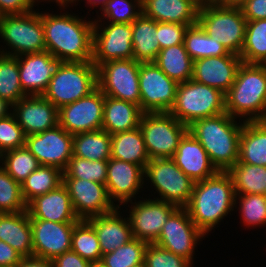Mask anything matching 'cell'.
<instances>
[{
    "label": "cell",
    "instance_id": "cell-1",
    "mask_svg": "<svg viewBox=\"0 0 266 267\" xmlns=\"http://www.w3.org/2000/svg\"><path fill=\"white\" fill-rule=\"evenodd\" d=\"M58 8V14L54 11L51 13L50 9H47L48 12L41 11L46 51L64 62L92 61L95 16H81L82 13H74L68 9L71 6L67 5Z\"/></svg>",
    "mask_w": 266,
    "mask_h": 267
},
{
    "label": "cell",
    "instance_id": "cell-2",
    "mask_svg": "<svg viewBox=\"0 0 266 267\" xmlns=\"http://www.w3.org/2000/svg\"><path fill=\"white\" fill-rule=\"evenodd\" d=\"M234 205L235 191L231 176L227 171H218L205 180L195 182L185 208L196 227L208 238L212 230L234 213Z\"/></svg>",
    "mask_w": 266,
    "mask_h": 267
},
{
    "label": "cell",
    "instance_id": "cell-3",
    "mask_svg": "<svg viewBox=\"0 0 266 267\" xmlns=\"http://www.w3.org/2000/svg\"><path fill=\"white\" fill-rule=\"evenodd\" d=\"M244 121L224 112L202 118L188 126V131L206 150L218 171H228L239 160V138Z\"/></svg>",
    "mask_w": 266,
    "mask_h": 267
},
{
    "label": "cell",
    "instance_id": "cell-4",
    "mask_svg": "<svg viewBox=\"0 0 266 267\" xmlns=\"http://www.w3.org/2000/svg\"><path fill=\"white\" fill-rule=\"evenodd\" d=\"M225 110L244 122L266 120V71L261 64H240L225 94Z\"/></svg>",
    "mask_w": 266,
    "mask_h": 267
},
{
    "label": "cell",
    "instance_id": "cell-5",
    "mask_svg": "<svg viewBox=\"0 0 266 267\" xmlns=\"http://www.w3.org/2000/svg\"><path fill=\"white\" fill-rule=\"evenodd\" d=\"M194 184L195 182L175 164L172 158L150 159L144 169V189L145 191L147 188L152 189L151 195L144 196L150 198L153 196V199L165 201L178 208L187 206ZM152 192L154 195L157 193V197Z\"/></svg>",
    "mask_w": 266,
    "mask_h": 267
},
{
    "label": "cell",
    "instance_id": "cell-6",
    "mask_svg": "<svg viewBox=\"0 0 266 267\" xmlns=\"http://www.w3.org/2000/svg\"><path fill=\"white\" fill-rule=\"evenodd\" d=\"M0 53L19 56L46 51L44 27L39 7L21 15L0 17ZM4 47V48H3ZM8 50V51H7Z\"/></svg>",
    "mask_w": 266,
    "mask_h": 267
},
{
    "label": "cell",
    "instance_id": "cell-7",
    "mask_svg": "<svg viewBox=\"0 0 266 267\" xmlns=\"http://www.w3.org/2000/svg\"><path fill=\"white\" fill-rule=\"evenodd\" d=\"M226 112L225 94L214 87L189 80L179 83L175 103L169 113L190 126L194 121Z\"/></svg>",
    "mask_w": 266,
    "mask_h": 267
},
{
    "label": "cell",
    "instance_id": "cell-8",
    "mask_svg": "<svg viewBox=\"0 0 266 267\" xmlns=\"http://www.w3.org/2000/svg\"><path fill=\"white\" fill-rule=\"evenodd\" d=\"M97 87V67L91 61L64 62L43 96L59 109L89 95Z\"/></svg>",
    "mask_w": 266,
    "mask_h": 267
},
{
    "label": "cell",
    "instance_id": "cell-9",
    "mask_svg": "<svg viewBox=\"0 0 266 267\" xmlns=\"http://www.w3.org/2000/svg\"><path fill=\"white\" fill-rule=\"evenodd\" d=\"M198 23L229 53L240 56L247 25V20L240 8L203 4L199 8Z\"/></svg>",
    "mask_w": 266,
    "mask_h": 267
},
{
    "label": "cell",
    "instance_id": "cell-10",
    "mask_svg": "<svg viewBox=\"0 0 266 267\" xmlns=\"http://www.w3.org/2000/svg\"><path fill=\"white\" fill-rule=\"evenodd\" d=\"M140 129L150 159L172 158L188 126L169 112L144 113Z\"/></svg>",
    "mask_w": 266,
    "mask_h": 267
},
{
    "label": "cell",
    "instance_id": "cell-11",
    "mask_svg": "<svg viewBox=\"0 0 266 267\" xmlns=\"http://www.w3.org/2000/svg\"><path fill=\"white\" fill-rule=\"evenodd\" d=\"M140 62L135 59L111 60L97 67L98 88L105 96L140 107Z\"/></svg>",
    "mask_w": 266,
    "mask_h": 267
},
{
    "label": "cell",
    "instance_id": "cell-12",
    "mask_svg": "<svg viewBox=\"0 0 266 267\" xmlns=\"http://www.w3.org/2000/svg\"><path fill=\"white\" fill-rule=\"evenodd\" d=\"M179 83L169 78L154 62H140V108L144 113L169 112Z\"/></svg>",
    "mask_w": 266,
    "mask_h": 267
},
{
    "label": "cell",
    "instance_id": "cell-13",
    "mask_svg": "<svg viewBox=\"0 0 266 267\" xmlns=\"http://www.w3.org/2000/svg\"><path fill=\"white\" fill-rule=\"evenodd\" d=\"M142 197L123 206L128 207L125 215L128 216L133 238L154 243L168 220L169 216L178 208L177 206L150 197ZM128 205V206H127ZM129 214V215H128Z\"/></svg>",
    "mask_w": 266,
    "mask_h": 267
},
{
    "label": "cell",
    "instance_id": "cell-14",
    "mask_svg": "<svg viewBox=\"0 0 266 267\" xmlns=\"http://www.w3.org/2000/svg\"><path fill=\"white\" fill-rule=\"evenodd\" d=\"M205 237L192 221L186 208H177L163 225L154 244L184 257L193 264L197 245L200 241L203 242Z\"/></svg>",
    "mask_w": 266,
    "mask_h": 267
},
{
    "label": "cell",
    "instance_id": "cell-15",
    "mask_svg": "<svg viewBox=\"0 0 266 267\" xmlns=\"http://www.w3.org/2000/svg\"><path fill=\"white\" fill-rule=\"evenodd\" d=\"M133 59L132 23L94 22L92 63Z\"/></svg>",
    "mask_w": 266,
    "mask_h": 267
},
{
    "label": "cell",
    "instance_id": "cell-16",
    "mask_svg": "<svg viewBox=\"0 0 266 267\" xmlns=\"http://www.w3.org/2000/svg\"><path fill=\"white\" fill-rule=\"evenodd\" d=\"M105 95L97 87L89 95L58 109V124L69 134L102 129Z\"/></svg>",
    "mask_w": 266,
    "mask_h": 267
},
{
    "label": "cell",
    "instance_id": "cell-17",
    "mask_svg": "<svg viewBox=\"0 0 266 267\" xmlns=\"http://www.w3.org/2000/svg\"><path fill=\"white\" fill-rule=\"evenodd\" d=\"M25 146L40 165L54 166L64 171L73 156V135L58 124L41 133L27 135Z\"/></svg>",
    "mask_w": 266,
    "mask_h": 267
},
{
    "label": "cell",
    "instance_id": "cell-18",
    "mask_svg": "<svg viewBox=\"0 0 266 267\" xmlns=\"http://www.w3.org/2000/svg\"><path fill=\"white\" fill-rule=\"evenodd\" d=\"M105 186L114 205L122 208L124 204L141 198L139 194L144 191V169L138 164L110 158Z\"/></svg>",
    "mask_w": 266,
    "mask_h": 267
},
{
    "label": "cell",
    "instance_id": "cell-19",
    "mask_svg": "<svg viewBox=\"0 0 266 267\" xmlns=\"http://www.w3.org/2000/svg\"><path fill=\"white\" fill-rule=\"evenodd\" d=\"M79 220L108 214L117 207L111 201L105 184L78 178H63Z\"/></svg>",
    "mask_w": 266,
    "mask_h": 267
},
{
    "label": "cell",
    "instance_id": "cell-20",
    "mask_svg": "<svg viewBox=\"0 0 266 267\" xmlns=\"http://www.w3.org/2000/svg\"><path fill=\"white\" fill-rule=\"evenodd\" d=\"M17 57L22 90L27 96L43 95L52 76L64 63L48 51L22 54Z\"/></svg>",
    "mask_w": 266,
    "mask_h": 267
},
{
    "label": "cell",
    "instance_id": "cell-21",
    "mask_svg": "<svg viewBox=\"0 0 266 267\" xmlns=\"http://www.w3.org/2000/svg\"><path fill=\"white\" fill-rule=\"evenodd\" d=\"M33 256L53 260L71 250L73 228L76 223H59L30 219Z\"/></svg>",
    "mask_w": 266,
    "mask_h": 267
},
{
    "label": "cell",
    "instance_id": "cell-22",
    "mask_svg": "<svg viewBox=\"0 0 266 267\" xmlns=\"http://www.w3.org/2000/svg\"><path fill=\"white\" fill-rule=\"evenodd\" d=\"M12 113L26 136L58 125V109L43 95L23 97L12 105Z\"/></svg>",
    "mask_w": 266,
    "mask_h": 267
},
{
    "label": "cell",
    "instance_id": "cell-23",
    "mask_svg": "<svg viewBox=\"0 0 266 267\" xmlns=\"http://www.w3.org/2000/svg\"><path fill=\"white\" fill-rule=\"evenodd\" d=\"M240 56L233 53L219 57H206L194 61L192 80L217 88L226 94L233 85Z\"/></svg>",
    "mask_w": 266,
    "mask_h": 267
},
{
    "label": "cell",
    "instance_id": "cell-24",
    "mask_svg": "<svg viewBox=\"0 0 266 267\" xmlns=\"http://www.w3.org/2000/svg\"><path fill=\"white\" fill-rule=\"evenodd\" d=\"M30 219L59 223H77V217L68 189L62 183L56 189L37 196L27 204Z\"/></svg>",
    "mask_w": 266,
    "mask_h": 267
},
{
    "label": "cell",
    "instance_id": "cell-25",
    "mask_svg": "<svg viewBox=\"0 0 266 267\" xmlns=\"http://www.w3.org/2000/svg\"><path fill=\"white\" fill-rule=\"evenodd\" d=\"M124 214V209L117 207L108 214L87 219L97 233L102 255L113 252L133 239L129 218Z\"/></svg>",
    "mask_w": 266,
    "mask_h": 267
},
{
    "label": "cell",
    "instance_id": "cell-26",
    "mask_svg": "<svg viewBox=\"0 0 266 267\" xmlns=\"http://www.w3.org/2000/svg\"><path fill=\"white\" fill-rule=\"evenodd\" d=\"M172 160L194 182L205 180L218 172L206 150L189 131L180 140Z\"/></svg>",
    "mask_w": 266,
    "mask_h": 267
},
{
    "label": "cell",
    "instance_id": "cell-27",
    "mask_svg": "<svg viewBox=\"0 0 266 267\" xmlns=\"http://www.w3.org/2000/svg\"><path fill=\"white\" fill-rule=\"evenodd\" d=\"M199 8L194 0H142V13L157 22L195 25Z\"/></svg>",
    "mask_w": 266,
    "mask_h": 267
},
{
    "label": "cell",
    "instance_id": "cell-28",
    "mask_svg": "<svg viewBox=\"0 0 266 267\" xmlns=\"http://www.w3.org/2000/svg\"><path fill=\"white\" fill-rule=\"evenodd\" d=\"M0 240L22 257L33 256L32 227L27 211L0 213Z\"/></svg>",
    "mask_w": 266,
    "mask_h": 267
},
{
    "label": "cell",
    "instance_id": "cell-29",
    "mask_svg": "<svg viewBox=\"0 0 266 267\" xmlns=\"http://www.w3.org/2000/svg\"><path fill=\"white\" fill-rule=\"evenodd\" d=\"M144 112L131 102L105 96L102 129L110 135L140 126Z\"/></svg>",
    "mask_w": 266,
    "mask_h": 267
},
{
    "label": "cell",
    "instance_id": "cell-30",
    "mask_svg": "<svg viewBox=\"0 0 266 267\" xmlns=\"http://www.w3.org/2000/svg\"><path fill=\"white\" fill-rule=\"evenodd\" d=\"M237 163L266 166V120L244 122Z\"/></svg>",
    "mask_w": 266,
    "mask_h": 267
},
{
    "label": "cell",
    "instance_id": "cell-31",
    "mask_svg": "<svg viewBox=\"0 0 266 267\" xmlns=\"http://www.w3.org/2000/svg\"><path fill=\"white\" fill-rule=\"evenodd\" d=\"M157 21L143 13L132 22L133 59L138 62H154L160 52Z\"/></svg>",
    "mask_w": 266,
    "mask_h": 267
},
{
    "label": "cell",
    "instance_id": "cell-32",
    "mask_svg": "<svg viewBox=\"0 0 266 267\" xmlns=\"http://www.w3.org/2000/svg\"><path fill=\"white\" fill-rule=\"evenodd\" d=\"M111 158L140 165L150 161L140 127L111 135Z\"/></svg>",
    "mask_w": 266,
    "mask_h": 267
},
{
    "label": "cell",
    "instance_id": "cell-33",
    "mask_svg": "<svg viewBox=\"0 0 266 267\" xmlns=\"http://www.w3.org/2000/svg\"><path fill=\"white\" fill-rule=\"evenodd\" d=\"M154 63L178 83L192 78L194 61L188 55L184 43L160 50Z\"/></svg>",
    "mask_w": 266,
    "mask_h": 267
},
{
    "label": "cell",
    "instance_id": "cell-34",
    "mask_svg": "<svg viewBox=\"0 0 266 267\" xmlns=\"http://www.w3.org/2000/svg\"><path fill=\"white\" fill-rule=\"evenodd\" d=\"M73 156L91 161L111 158V135L103 129L73 135Z\"/></svg>",
    "mask_w": 266,
    "mask_h": 267
},
{
    "label": "cell",
    "instance_id": "cell-35",
    "mask_svg": "<svg viewBox=\"0 0 266 267\" xmlns=\"http://www.w3.org/2000/svg\"><path fill=\"white\" fill-rule=\"evenodd\" d=\"M63 183V171L54 166L40 165L22 183L21 192L26 204L37 196L56 189Z\"/></svg>",
    "mask_w": 266,
    "mask_h": 267
},
{
    "label": "cell",
    "instance_id": "cell-36",
    "mask_svg": "<svg viewBox=\"0 0 266 267\" xmlns=\"http://www.w3.org/2000/svg\"><path fill=\"white\" fill-rule=\"evenodd\" d=\"M235 194H264L266 166L235 163L228 171Z\"/></svg>",
    "mask_w": 266,
    "mask_h": 267
},
{
    "label": "cell",
    "instance_id": "cell-37",
    "mask_svg": "<svg viewBox=\"0 0 266 267\" xmlns=\"http://www.w3.org/2000/svg\"><path fill=\"white\" fill-rule=\"evenodd\" d=\"M184 45L193 61L206 57H219L228 55L226 48L215 38L210 37L199 23L188 27Z\"/></svg>",
    "mask_w": 266,
    "mask_h": 267
},
{
    "label": "cell",
    "instance_id": "cell-38",
    "mask_svg": "<svg viewBox=\"0 0 266 267\" xmlns=\"http://www.w3.org/2000/svg\"><path fill=\"white\" fill-rule=\"evenodd\" d=\"M240 58L249 64H261L266 59V19L247 21Z\"/></svg>",
    "mask_w": 266,
    "mask_h": 267
},
{
    "label": "cell",
    "instance_id": "cell-39",
    "mask_svg": "<svg viewBox=\"0 0 266 267\" xmlns=\"http://www.w3.org/2000/svg\"><path fill=\"white\" fill-rule=\"evenodd\" d=\"M71 250L91 263L101 261L102 251L97 233L87 220H79L75 224L72 233Z\"/></svg>",
    "mask_w": 266,
    "mask_h": 267
},
{
    "label": "cell",
    "instance_id": "cell-40",
    "mask_svg": "<svg viewBox=\"0 0 266 267\" xmlns=\"http://www.w3.org/2000/svg\"><path fill=\"white\" fill-rule=\"evenodd\" d=\"M25 96L20 82L18 57L0 53V98L13 105Z\"/></svg>",
    "mask_w": 266,
    "mask_h": 267
},
{
    "label": "cell",
    "instance_id": "cell-41",
    "mask_svg": "<svg viewBox=\"0 0 266 267\" xmlns=\"http://www.w3.org/2000/svg\"><path fill=\"white\" fill-rule=\"evenodd\" d=\"M235 212L238 211L241 225L252 229L266 225V197L262 194H235ZM238 208V209H237Z\"/></svg>",
    "mask_w": 266,
    "mask_h": 267
},
{
    "label": "cell",
    "instance_id": "cell-42",
    "mask_svg": "<svg viewBox=\"0 0 266 267\" xmlns=\"http://www.w3.org/2000/svg\"><path fill=\"white\" fill-rule=\"evenodd\" d=\"M0 165L20 184L40 166L26 146L3 153L0 156Z\"/></svg>",
    "mask_w": 266,
    "mask_h": 267
},
{
    "label": "cell",
    "instance_id": "cell-43",
    "mask_svg": "<svg viewBox=\"0 0 266 267\" xmlns=\"http://www.w3.org/2000/svg\"><path fill=\"white\" fill-rule=\"evenodd\" d=\"M142 14V0H109L94 22L132 23Z\"/></svg>",
    "mask_w": 266,
    "mask_h": 267
},
{
    "label": "cell",
    "instance_id": "cell-44",
    "mask_svg": "<svg viewBox=\"0 0 266 267\" xmlns=\"http://www.w3.org/2000/svg\"><path fill=\"white\" fill-rule=\"evenodd\" d=\"M147 245V242L133 238L113 252L102 255L101 262L106 267H134L144 262Z\"/></svg>",
    "mask_w": 266,
    "mask_h": 267
},
{
    "label": "cell",
    "instance_id": "cell-45",
    "mask_svg": "<svg viewBox=\"0 0 266 267\" xmlns=\"http://www.w3.org/2000/svg\"><path fill=\"white\" fill-rule=\"evenodd\" d=\"M107 163L108 160L91 161L72 156L63 171V178H78L105 184Z\"/></svg>",
    "mask_w": 266,
    "mask_h": 267
},
{
    "label": "cell",
    "instance_id": "cell-46",
    "mask_svg": "<svg viewBox=\"0 0 266 267\" xmlns=\"http://www.w3.org/2000/svg\"><path fill=\"white\" fill-rule=\"evenodd\" d=\"M27 211L21 184L16 182L0 165V213Z\"/></svg>",
    "mask_w": 266,
    "mask_h": 267
},
{
    "label": "cell",
    "instance_id": "cell-47",
    "mask_svg": "<svg viewBox=\"0 0 266 267\" xmlns=\"http://www.w3.org/2000/svg\"><path fill=\"white\" fill-rule=\"evenodd\" d=\"M26 135L11 112L0 118V156L10 150L25 146Z\"/></svg>",
    "mask_w": 266,
    "mask_h": 267
},
{
    "label": "cell",
    "instance_id": "cell-48",
    "mask_svg": "<svg viewBox=\"0 0 266 267\" xmlns=\"http://www.w3.org/2000/svg\"><path fill=\"white\" fill-rule=\"evenodd\" d=\"M147 267H194L190 261L154 243H148L144 252Z\"/></svg>",
    "mask_w": 266,
    "mask_h": 267
},
{
    "label": "cell",
    "instance_id": "cell-49",
    "mask_svg": "<svg viewBox=\"0 0 266 267\" xmlns=\"http://www.w3.org/2000/svg\"><path fill=\"white\" fill-rule=\"evenodd\" d=\"M190 25L157 22V33L160 50L184 43L185 33Z\"/></svg>",
    "mask_w": 266,
    "mask_h": 267
},
{
    "label": "cell",
    "instance_id": "cell-50",
    "mask_svg": "<svg viewBox=\"0 0 266 267\" xmlns=\"http://www.w3.org/2000/svg\"><path fill=\"white\" fill-rule=\"evenodd\" d=\"M39 5L45 4H39L36 0H0V14L21 15L33 11Z\"/></svg>",
    "mask_w": 266,
    "mask_h": 267
},
{
    "label": "cell",
    "instance_id": "cell-51",
    "mask_svg": "<svg viewBox=\"0 0 266 267\" xmlns=\"http://www.w3.org/2000/svg\"><path fill=\"white\" fill-rule=\"evenodd\" d=\"M241 11L247 21L266 19V0H248Z\"/></svg>",
    "mask_w": 266,
    "mask_h": 267
},
{
    "label": "cell",
    "instance_id": "cell-52",
    "mask_svg": "<svg viewBox=\"0 0 266 267\" xmlns=\"http://www.w3.org/2000/svg\"><path fill=\"white\" fill-rule=\"evenodd\" d=\"M52 262L54 267H90L91 265V262L85 260L72 250L56 256Z\"/></svg>",
    "mask_w": 266,
    "mask_h": 267
},
{
    "label": "cell",
    "instance_id": "cell-53",
    "mask_svg": "<svg viewBox=\"0 0 266 267\" xmlns=\"http://www.w3.org/2000/svg\"><path fill=\"white\" fill-rule=\"evenodd\" d=\"M21 258L14 248L0 240V267L17 266Z\"/></svg>",
    "mask_w": 266,
    "mask_h": 267
},
{
    "label": "cell",
    "instance_id": "cell-54",
    "mask_svg": "<svg viewBox=\"0 0 266 267\" xmlns=\"http://www.w3.org/2000/svg\"><path fill=\"white\" fill-rule=\"evenodd\" d=\"M17 267H54L50 259L35 256L22 257Z\"/></svg>",
    "mask_w": 266,
    "mask_h": 267
},
{
    "label": "cell",
    "instance_id": "cell-55",
    "mask_svg": "<svg viewBox=\"0 0 266 267\" xmlns=\"http://www.w3.org/2000/svg\"><path fill=\"white\" fill-rule=\"evenodd\" d=\"M84 1L86 4V8L88 7L89 12L92 11L91 9H98L99 10H95V12L98 14L106 5V3L109 0H77L72 7L77 6L80 2ZM90 7V8H89Z\"/></svg>",
    "mask_w": 266,
    "mask_h": 267
},
{
    "label": "cell",
    "instance_id": "cell-56",
    "mask_svg": "<svg viewBox=\"0 0 266 267\" xmlns=\"http://www.w3.org/2000/svg\"><path fill=\"white\" fill-rule=\"evenodd\" d=\"M248 0H221L218 4L230 7V8H240L247 2Z\"/></svg>",
    "mask_w": 266,
    "mask_h": 267
},
{
    "label": "cell",
    "instance_id": "cell-57",
    "mask_svg": "<svg viewBox=\"0 0 266 267\" xmlns=\"http://www.w3.org/2000/svg\"><path fill=\"white\" fill-rule=\"evenodd\" d=\"M12 112V105L6 100L0 98V118H3Z\"/></svg>",
    "mask_w": 266,
    "mask_h": 267
},
{
    "label": "cell",
    "instance_id": "cell-58",
    "mask_svg": "<svg viewBox=\"0 0 266 267\" xmlns=\"http://www.w3.org/2000/svg\"><path fill=\"white\" fill-rule=\"evenodd\" d=\"M38 3H45V4H49L50 5V3L52 4V3H55L57 6H60V0H36ZM48 2V3H47Z\"/></svg>",
    "mask_w": 266,
    "mask_h": 267
},
{
    "label": "cell",
    "instance_id": "cell-59",
    "mask_svg": "<svg viewBox=\"0 0 266 267\" xmlns=\"http://www.w3.org/2000/svg\"><path fill=\"white\" fill-rule=\"evenodd\" d=\"M77 0H60V5L72 6Z\"/></svg>",
    "mask_w": 266,
    "mask_h": 267
},
{
    "label": "cell",
    "instance_id": "cell-60",
    "mask_svg": "<svg viewBox=\"0 0 266 267\" xmlns=\"http://www.w3.org/2000/svg\"><path fill=\"white\" fill-rule=\"evenodd\" d=\"M221 0H201V5L203 4H218Z\"/></svg>",
    "mask_w": 266,
    "mask_h": 267
},
{
    "label": "cell",
    "instance_id": "cell-61",
    "mask_svg": "<svg viewBox=\"0 0 266 267\" xmlns=\"http://www.w3.org/2000/svg\"><path fill=\"white\" fill-rule=\"evenodd\" d=\"M90 267H106L101 261L91 263Z\"/></svg>",
    "mask_w": 266,
    "mask_h": 267
},
{
    "label": "cell",
    "instance_id": "cell-62",
    "mask_svg": "<svg viewBox=\"0 0 266 267\" xmlns=\"http://www.w3.org/2000/svg\"><path fill=\"white\" fill-rule=\"evenodd\" d=\"M134 267H147V266H146L145 262H142V263H140Z\"/></svg>",
    "mask_w": 266,
    "mask_h": 267
},
{
    "label": "cell",
    "instance_id": "cell-63",
    "mask_svg": "<svg viewBox=\"0 0 266 267\" xmlns=\"http://www.w3.org/2000/svg\"><path fill=\"white\" fill-rule=\"evenodd\" d=\"M261 65L263 66V68H264L265 71H266V59L261 63Z\"/></svg>",
    "mask_w": 266,
    "mask_h": 267
},
{
    "label": "cell",
    "instance_id": "cell-64",
    "mask_svg": "<svg viewBox=\"0 0 266 267\" xmlns=\"http://www.w3.org/2000/svg\"><path fill=\"white\" fill-rule=\"evenodd\" d=\"M199 6H201V0H194Z\"/></svg>",
    "mask_w": 266,
    "mask_h": 267
}]
</instances>
